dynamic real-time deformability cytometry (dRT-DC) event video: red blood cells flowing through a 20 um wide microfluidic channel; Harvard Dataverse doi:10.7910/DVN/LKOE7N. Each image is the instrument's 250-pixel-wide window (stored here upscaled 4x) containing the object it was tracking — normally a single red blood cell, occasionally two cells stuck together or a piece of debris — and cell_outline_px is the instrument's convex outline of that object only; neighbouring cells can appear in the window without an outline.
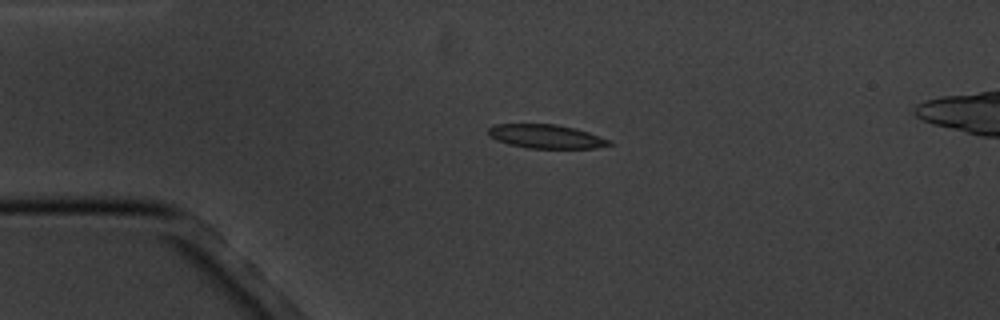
{"species": "common noctule bat (a hibernating species)", "species_latin": "Nyctalus noctula", "temperature_condition": "cold", "stored_images_in_passage": 4, "camera_frame_rate_fps": 3000, "um_per_image_px": 0.085, "animal": {"sex": "male", "body_mass_g": 20.1, "forearm_length_mm": 53.5}, "frame": {"image": 1, "passage_image": 2, "time_ms": 1.0, "image_size_px": [1000, 320], "cell_outline_px": [[612, 144], [596, 148], [528, 148], [508, 144], [496, 140], [488, 136], [488, 128], [492, 124], [556, 124], [576, 128], [612, 140]], "centroid_in_image_um": [46.4, 11.59], "position_along_channel_um": 38.6, "area_um2": 16.94}}